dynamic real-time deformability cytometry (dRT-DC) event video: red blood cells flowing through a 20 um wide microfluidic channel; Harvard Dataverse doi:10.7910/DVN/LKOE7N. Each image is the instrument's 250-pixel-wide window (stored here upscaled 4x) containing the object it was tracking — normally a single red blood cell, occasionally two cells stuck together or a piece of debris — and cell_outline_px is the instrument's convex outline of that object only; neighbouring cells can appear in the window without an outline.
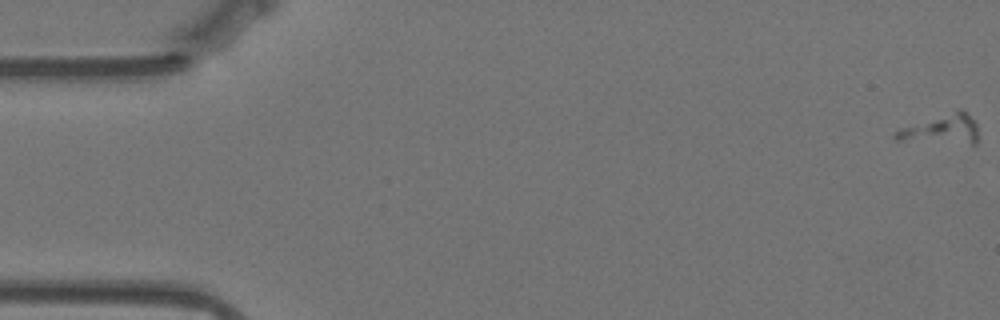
{"species": "Egyptian fruit bat (a non-hibernating species)", "species_latin": "Rousettus aegyptiacus", "temperature_condition": "warm", "stored_images_in_passage": 7, "camera_frame_rate_fps": 3000, "um_per_image_px": 0.085, "animal": {"sex": "female"}, "frame": {"image": 1, "passage_image": 1, "time_ms": 0.0, "image_size_px": [1000, 320], "cell_outline_px": [[976, 144], [972, 144], [896, 140], [892, 136], [900, 128], [960, 108], [976, 124]], "centroid_in_image_um": [80.0, 11.0], "position_along_channel_um": 5.0, "area_um2": 13.93}}